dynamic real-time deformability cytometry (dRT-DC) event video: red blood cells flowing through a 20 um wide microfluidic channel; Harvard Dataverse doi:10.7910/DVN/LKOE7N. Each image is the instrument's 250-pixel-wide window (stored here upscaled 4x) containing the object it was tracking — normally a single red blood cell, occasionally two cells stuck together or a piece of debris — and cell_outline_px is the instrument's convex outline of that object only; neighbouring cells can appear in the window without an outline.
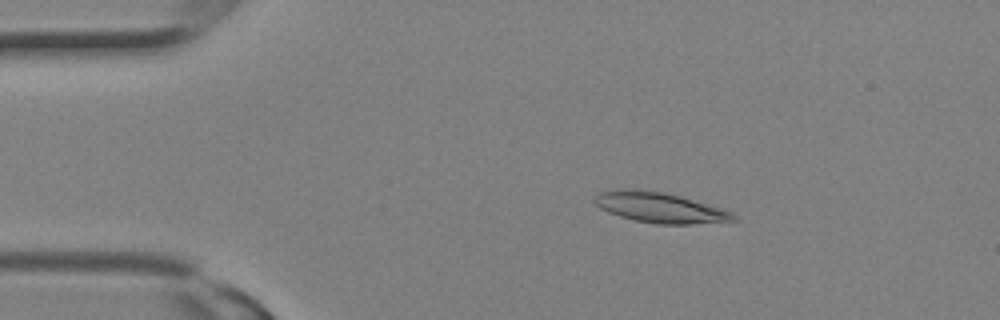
{"species": "Egyptian fruit bat (a non-hibernating species)", "species_latin": "Rousettus aegyptiacus", "temperature_condition": "room temperature", "stored_images_in_passage": 14, "camera_frame_rate_fps": 3000, "um_per_image_px": 0.085, "animal": {"sex": "female"}, "frame": {"image": 1, "passage_image": 5, "time_ms": 1.333, "image_size_px": [1000, 320], "cell_outline_px": [[740, 220], [692, 224], [656, 224], [632, 220], [608, 212], [600, 208], [592, 200], [596, 192], [616, 188], [636, 188], [664, 192], [680, 196], [720, 208], [732, 212]], "centroid_in_image_um": [56.01, 17.62], "position_along_channel_um": 29.0, "area_um2": 24.91}}
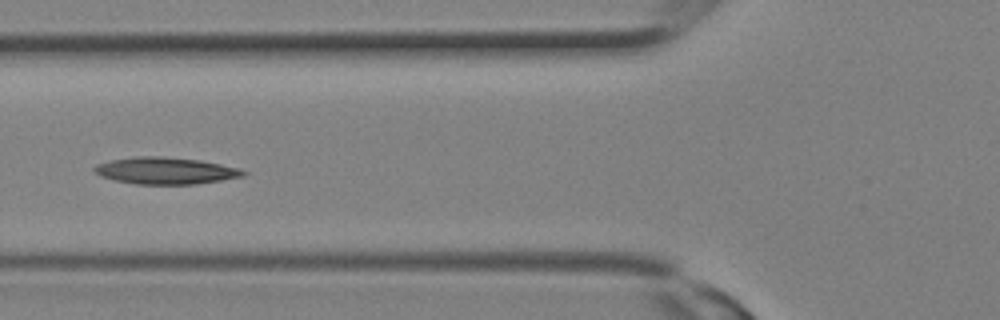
{"frame": {"image": 2, "passage_image": 11, "time_ms": 3.333, "image_size_px": [1000, 320], "cell_outline_px": [[248, 172], [244, 176], [196, 184], [136, 184], [116, 180], [100, 176], [92, 168], [96, 164], [108, 160], [132, 156], [164, 156], [200, 160], [240, 168]], "centroid_in_image_um": [14.05, 14.49], "position_along_channel_um": 111.7, "area_um2": 23.41}}
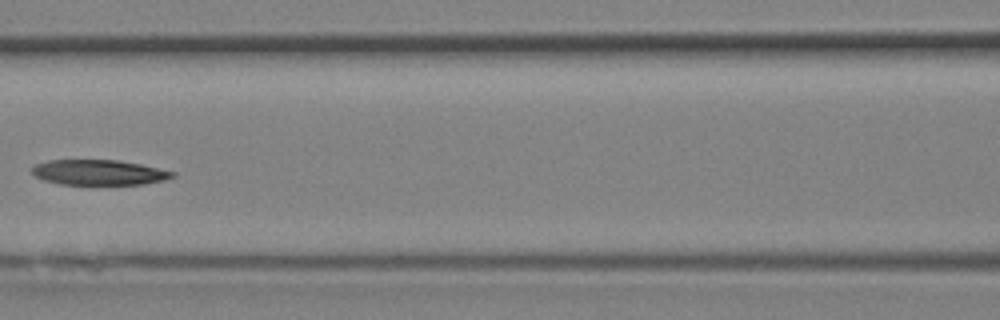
{"frame": {"image": 3, "passage_image": 13, "time_ms": 4.0, "image_size_px": [1000, 320], "cell_outline_px": [[176, 176], [164, 180], [144, 184], [60, 184], [44, 180], [36, 176], [32, 172], [32, 168], [36, 164], [48, 160], [120, 160], [140, 164], [176, 172]], "centroid_in_image_um": [8.43, 14.65], "position_along_channel_um": 158.2, "area_um2": 20.58}}